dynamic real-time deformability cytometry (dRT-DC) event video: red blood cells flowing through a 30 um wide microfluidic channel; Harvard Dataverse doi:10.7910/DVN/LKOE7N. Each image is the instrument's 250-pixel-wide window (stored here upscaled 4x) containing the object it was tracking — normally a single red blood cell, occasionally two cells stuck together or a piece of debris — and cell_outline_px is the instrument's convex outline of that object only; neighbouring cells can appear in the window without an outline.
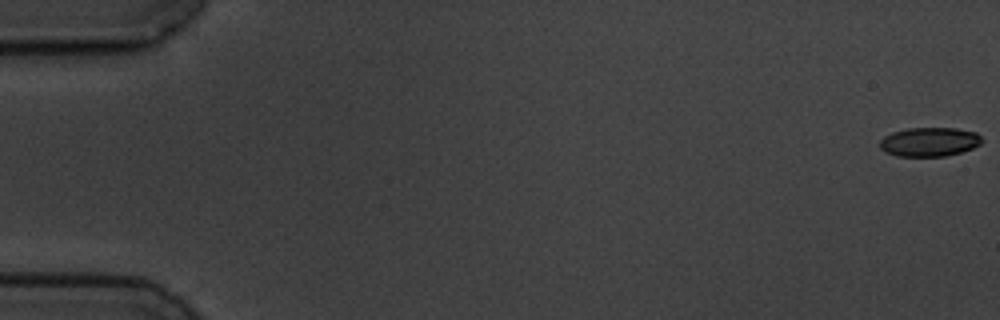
{"species": "common noctule bat (a hibernating species)", "species_latin": "Nyctalus noctula", "temperature_condition": "cold", "stored_images_in_passage": 5, "camera_frame_rate_fps": 3000, "um_per_image_px": 0.085, "animal": {"sex": "male", "body_mass_g": 19.5, "forearm_length_mm": 54.6}, "frame": {"image": 1, "passage_image": 1, "time_ms": 0.0, "image_size_px": [1000, 320], "cell_outline_px": [[984, 140], [980, 144], [972, 148], [960, 152], [944, 156], [896, 156], [884, 152], [880, 148], [880, 140], [884, 136], [892, 132], [908, 128], [956, 128], [976, 132]], "centroid_in_image_um": [78.98, 12.05], "position_along_channel_um": 6.0, "area_um2": 17.34}}
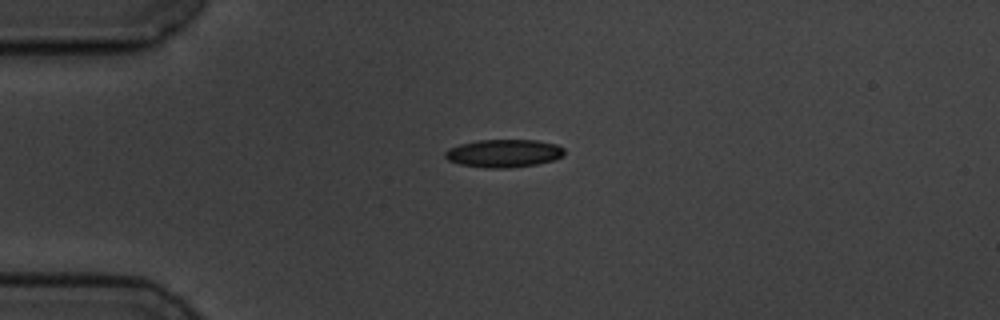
{"frame": {"image": 2, "passage_image": 5, "time_ms": 4.667, "image_size_px": [1000, 320], "cell_outline_px": [[564, 156], [552, 160], [536, 164], [512, 168], [488, 168], [460, 164], [448, 160], [444, 156], [444, 152], [448, 148], [460, 144], [476, 140], [536, 140], [556, 144], [564, 148]], "centroid_in_image_um": [42.81, 13.03], "position_along_channel_um": 42.2, "area_um2": 19.48}}